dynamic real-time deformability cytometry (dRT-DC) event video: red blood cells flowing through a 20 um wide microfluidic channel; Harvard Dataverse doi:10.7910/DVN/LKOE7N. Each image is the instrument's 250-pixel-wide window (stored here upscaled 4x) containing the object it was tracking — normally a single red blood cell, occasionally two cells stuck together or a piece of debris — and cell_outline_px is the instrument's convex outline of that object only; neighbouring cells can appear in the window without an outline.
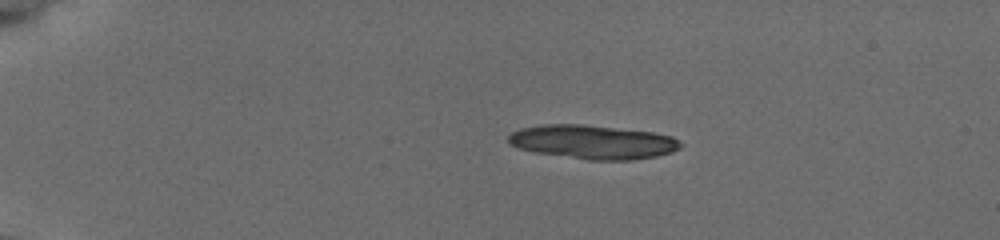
{"species": "common noctule bat (a hibernating species)", "species_latin": "Nyctalus noctula", "temperature_condition": "cold", "stored_images_in_passage": 45, "camera_frame_rate_fps": 3000, "um_per_image_px": 0.085, "animal": {"sex": "female", "body_mass_g": 19.5, "forearm_length_mm": 54.1}, "frame": {"image": 1, "passage_image": 1, "time_ms": 0.0, "image_size_px": [1000, 240], "cell_outline_px": [[684, 144], [680, 148], [672, 152], [656, 156], [632, 160], [588, 160], [536, 152], [520, 148], [508, 144], [508, 136], [512, 132], [520, 128], [540, 124], [584, 124], [652, 132], [672, 136], [680, 140]], "centroid_in_image_um": [50.41, 12.06], "position_along_channel_um": 34.6, "area_um2": 34.22}}
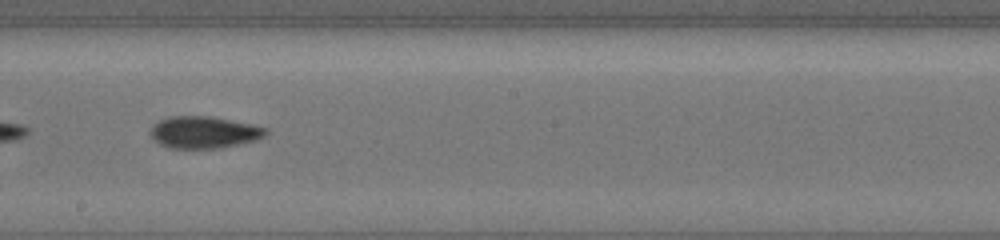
{"frame": {"image": 2, "passage_image": 23, "time_ms": 7.333, "image_size_px": [1000, 240], "cell_outline_px": [[268, 132], [264, 136], [256, 140], [220, 148], [168, 148], [160, 144], [152, 136], [152, 128], [160, 120], [168, 116], [208, 116], [268, 128]], "centroid_in_image_um": [17.35, 11.25], "position_along_channel_um": 230.9, "area_um2": 21.04}}
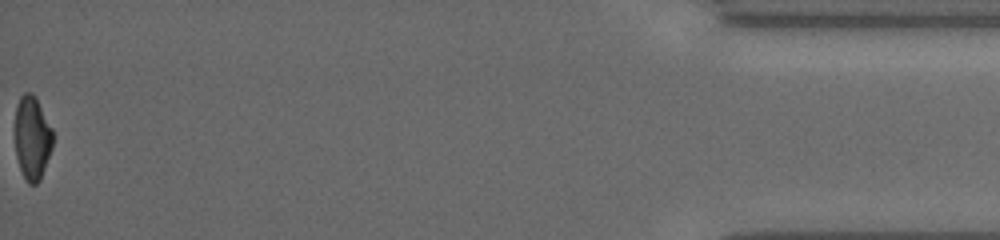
{"frame": {"image": 3, "passage_image": 45, "time_ms": 14.667, "image_size_px": [1000, 240], "cell_outline_px": [[52, 148], [40, 180], [36, 184], [28, 184], [20, 168], [16, 156], [16, 104], [20, 96], [24, 92], [32, 92], [36, 96], [52, 128]], "centroid_in_image_um": [2.74, 11.69], "position_along_channel_um": 432.5, "area_um2": 18.38}, "authors_computed_cell_mechanics": {"area_um2": 20.7502, "velocity_mm_per_s": 3.8447, "shape_relaxation_time_tau1_ms": 4.4821, "shape_relaxation_time_tau2_ms": 4.5882, "deformation_change_tau1": 0.1283, "deformation_change_tau2": 0.1051}}